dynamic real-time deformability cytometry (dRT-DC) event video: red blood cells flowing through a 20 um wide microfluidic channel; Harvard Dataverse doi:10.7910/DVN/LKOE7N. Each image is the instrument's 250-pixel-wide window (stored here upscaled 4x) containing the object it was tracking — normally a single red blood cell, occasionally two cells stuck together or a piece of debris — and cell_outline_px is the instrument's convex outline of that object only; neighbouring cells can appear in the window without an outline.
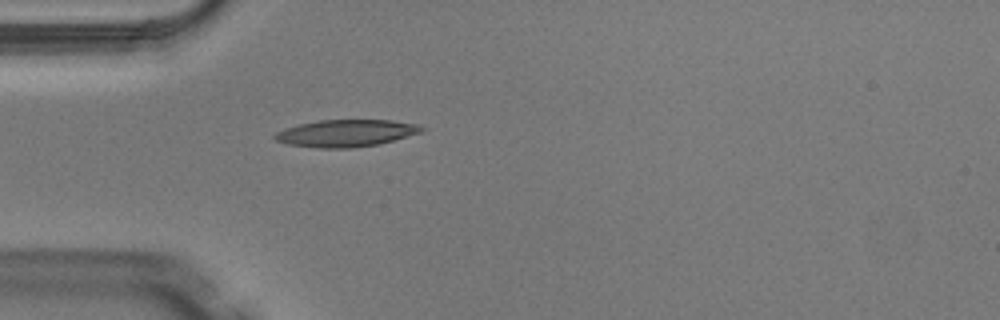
{"species": "Egyptian fruit bat (a non-hibernating species)", "species_latin": "Rousettus aegyptiacus", "temperature_condition": "warm", "stored_images_in_passage": 5, "camera_frame_rate_fps": 3000, "um_per_image_px": 0.085, "animal": {"sex": "male"}, "frame": {"image": 1, "passage_image": 5, "time_ms": 1.333, "image_size_px": [1000, 320], "cell_outline_px": [[424, 132], [376, 144], [352, 148], [320, 148], [288, 144], [276, 140], [272, 136], [276, 132], [284, 128], [300, 124], [320, 120], [392, 120], [420, 124], [424, 128]], "centroid_in_image_um": [29.42, 11.31], "position_along_channel_um": 55.6, "area_um2": 23.12}}